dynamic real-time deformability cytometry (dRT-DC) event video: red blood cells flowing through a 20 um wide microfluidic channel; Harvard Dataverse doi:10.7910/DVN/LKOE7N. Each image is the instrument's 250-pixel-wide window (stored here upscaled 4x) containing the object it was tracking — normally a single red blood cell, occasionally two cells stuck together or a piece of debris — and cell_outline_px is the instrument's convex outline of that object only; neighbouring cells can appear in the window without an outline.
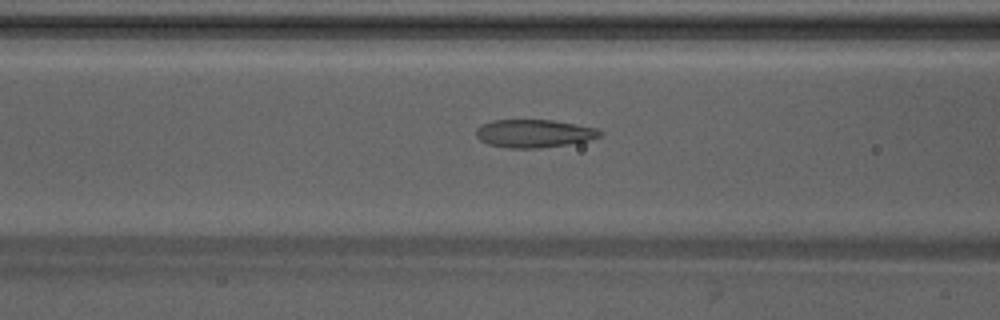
{"species": "Egyptian fruit bat (a non-hibernating species)", "species_latin": "Rousettus aegyptiacus", "temperature_condition": "warm", "stored_images_in_passage": 33, "camera_frame_rate_fps": 3000, "um_per_image_px": 0.085, "animal": {"sex": "male"}, "frame": {"image": 1, "passage_image": 4, "time_ms": 1.0, "image_size_px": [1000, 320], "cell_outline_px": [[604, 132], [600, 136], [588, 140], [568, 144], [540, 148], [508, 148], [488, 144], [480, 140], [476, 136], [476, 128], [492, 120], [552, 120], [596, 128]], "centroid_in_image_um": [45.38, 11.35], "position_along_channel_um": 121.2, "area_um2": 20.11}}
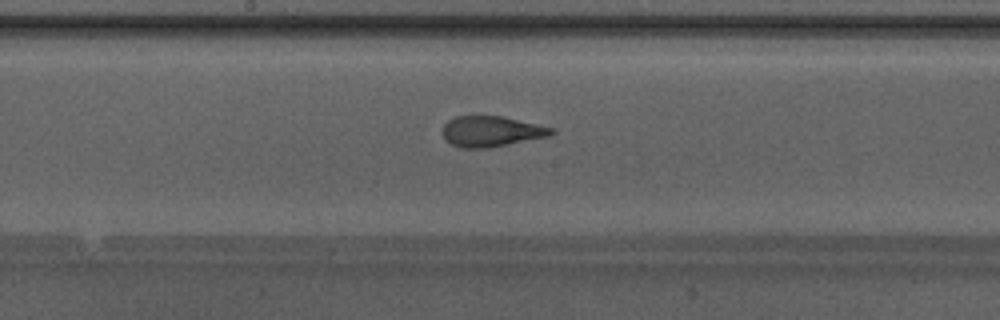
{"frame": {"image": 2, "passage_image": 10, "time_ms": 3.0, "image_size_px": [1000, 320], "cell_outline_px": [[556, 132], [548, 136], [488, 148], [460, 148], [444, 140], [440, 132], [444, 124], [448, 120], [456, 116], [504, 116], [556, 128]], "centroid_in_image_um": [41.74, 11.16], "position_along_channel_um": 206.5, "area_um2": 19.71}}
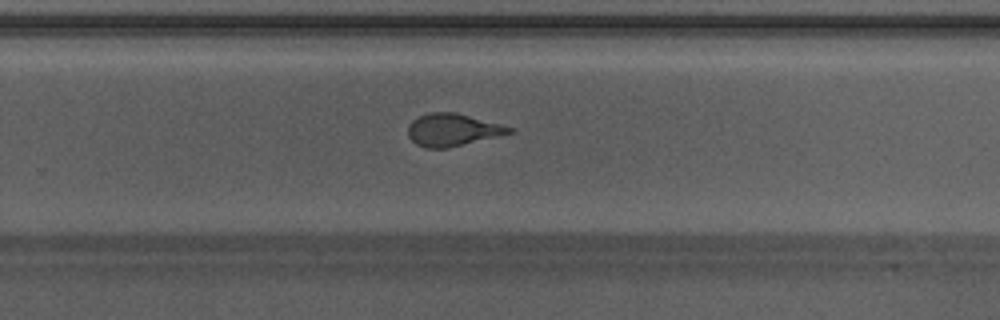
{"frame": {"image": 3, "passage_image": 16, "time_ms": 5.0, "image_size_px": [1000, 320], "cell_outline_px": [[512, 132], [448, 148], [424, 148], [416, 144], [408, 136], [408, 124], [412, 120], [420, 116], [432, 112], [456, 112], [512, 128]], "centroid_in_image_um": [38.38, 11.04], "position_along_channel_um": 291.4, "area_um2": 18.73}}